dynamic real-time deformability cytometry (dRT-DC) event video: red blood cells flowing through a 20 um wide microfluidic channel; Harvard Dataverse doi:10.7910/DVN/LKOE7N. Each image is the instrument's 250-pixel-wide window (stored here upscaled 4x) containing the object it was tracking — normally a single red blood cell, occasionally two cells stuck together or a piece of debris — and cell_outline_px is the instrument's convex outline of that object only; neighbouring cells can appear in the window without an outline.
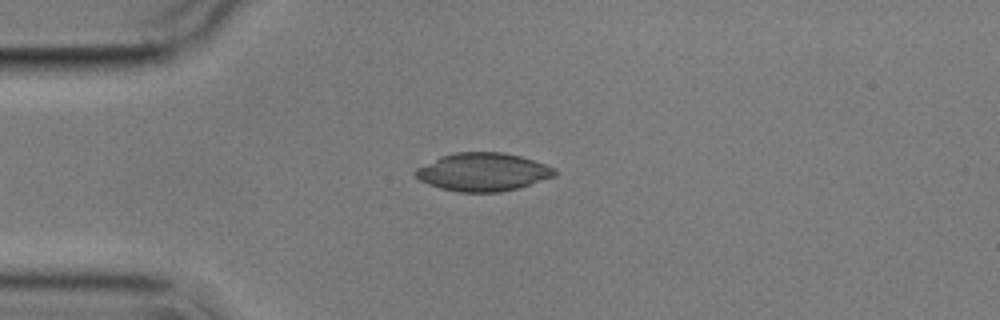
{"species": "common noctule bat (a hibernating species)", "species_latin": "Nyctalus noctula", "temperature_condition": "cold", "stored_images_in_passage": 7, "camera_frame_rate_fps": 3000, "um_per_image_px": 0.085, "animal": {"sex": "male", "body_mass_g": 17.9}, "frame": {"image": 1, "passage_image": 3, "time_ms": 2.333, "image_size_px": [1000, 320], "cell_outline_px": [[556, 176], [520, 188], [500, 192], [460, 192], [440, 188], [428, 184], [420, 180], [412, 172], [416, 168], [440, 156], [456, 152], [504, 152], [520, 156], [556, 168]], "centroid_in_image_um": [41.05, 14.62], "position_along_channel_um": 44.0, "area_um2": 31.1}}
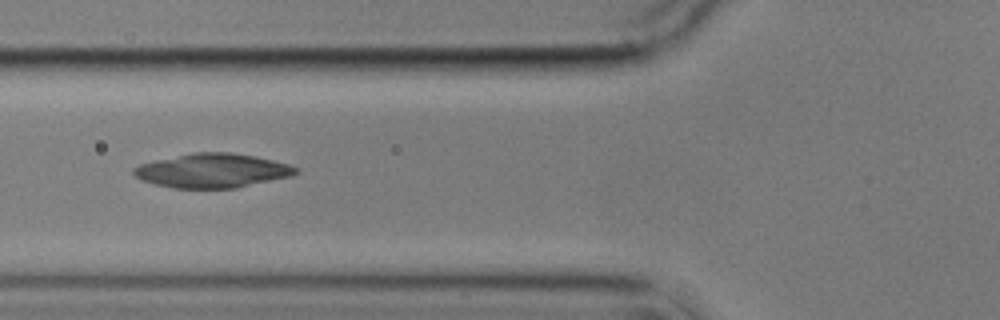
{"frame": {"image": 2, "passage_image": 5, "time_ms": 4.667, "image_size_px": [1000, 320], "cell_outline_px": [[300, 172], [292, 176], [236, 188], [172, 188], [156, 184], [144, 180], [136, 176], [132, 172], [132, 168], [140, 164], [156, 160], [196, 152], [228, 152], [256, 156], [288, 164], [300, 168]], "centroid_in_image_um": [18.1, 14.5], "position_along_channel_um": 107.7, "area_um2": 32.14}}
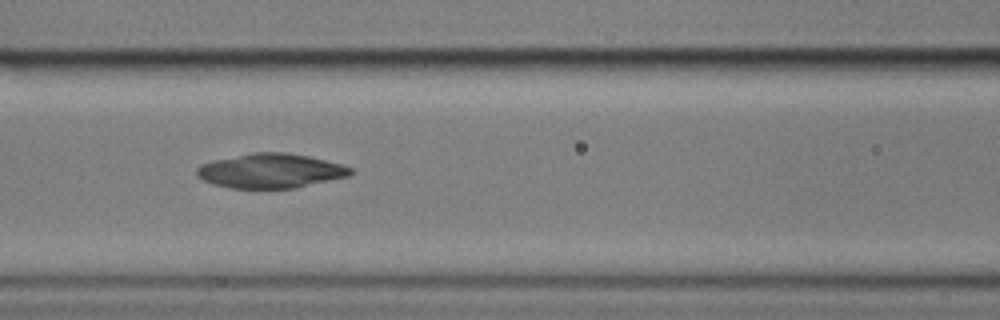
{"frame": {"image": 3, "passage_image": 6, "time_ms": 5.667, "image_size_px": [1000, 320], "cell_outline_px": [[356, 172], [348, 176], [296, 188], [232, 188], [212, 184], [196, 176], [196, 168], [200, 164], [212, 160], [252, 152], [288, 152], [308, 156], [340, 164], [352, 168]], "centroid_in_image_um": [22.98, 14.51], "position_along_channel_um": 143.6, "area_um2": 31.04}}